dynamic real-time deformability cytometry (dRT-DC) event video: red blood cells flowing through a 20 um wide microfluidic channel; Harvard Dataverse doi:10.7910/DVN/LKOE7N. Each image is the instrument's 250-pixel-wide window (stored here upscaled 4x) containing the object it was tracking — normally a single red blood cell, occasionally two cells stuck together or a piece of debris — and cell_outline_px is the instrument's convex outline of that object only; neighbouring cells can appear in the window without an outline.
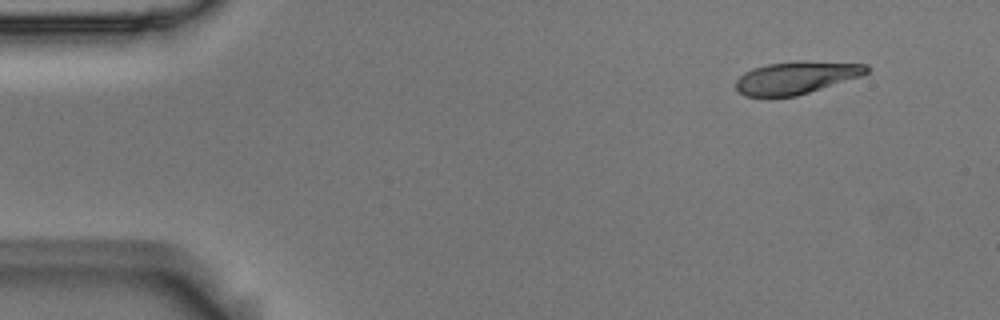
{"species": "Egyptian fruit bat (a non-hibernating species)", "species_latin": "Rousettus aegyptiacus", "temperature_condition": "room temperature", "stored_images_in_passage": 5, "segment_of_instrument_passage": [1, 2], "camera_frame_rate_fps": 3000, "um_per_image_px": 0.085, "animal": {"sex": "male"}, "frame": {"image": 1, "passage_image": 2, "time_ms": 0.333, "image_size_px": [1000, 320], "cell_outline_px": [[868, 72], [860, 76], [796, 96], [744, 96], [736, 92], [736, 80], [744, 72], [752, 68], [768, 64], [800, 60], [804, 60], [868, 64]], "centroid_in_image_um": [67.64, 6.58], "position_along_channel_um": 17.4, "area_um2": 24.74}}